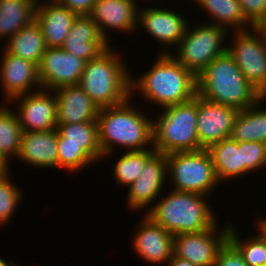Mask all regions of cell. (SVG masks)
<instances>
[{"instance_id": "1", "label": "cell", "mask_w": 266, "mask_h": 266, "mask_svg": "<svg viewBox=\"0 0 266 266\" xmlns=\"http://www.w3.org/2000/svg\"><path fill=\"white\" fill-rule=\"evenodd\" d=\"M157 58L145 73L137 78L131 75V96L137 91L145 100L161 108L192 100L197 95V76L170 53H160Z\"/></svg>"}, {"instance_id": "2", "label": "cell", "mask_w": 266, "mask_h": 266, "mask_svg": "<svg viewBox=\"0 0 266 266\" xmlns=\"http://www.w3.org/2000/svg\"><path fill=\"white\" fill-rule=\"evenodd\" d=\"M132 96L121 104L100 108L97 117L98 143L103 158L112 156L116 146L126 151H141L153 146L152 121L137 107ZM131 104V105H130Z\"/></svg>"}, {"instance_id": "3", "label": "cell", "mask_w": 266, "mask_h": 266, "mask_svg": "<svg viewBox=\"0 0 266 266\" xmlns=\"http://www.w3.org/2000/svg\"><path fill=\"white\" fill-rule=\"evenodd\" d=\"M197 94L238 111L252 106L263 97L244 77L228 52L213 59L197 75Z\"/></svg>"}, {"instance_id": "4", "label": "cell", "mask_w": 266, "mask_h": 266, "mask_svg": "<svg viewBox=\"0 0 266 266\" xmlns=\"http://www.w3.org/2000/svg\"><path fill=\"white\" fill-rule=\"evenodd\" d=\"M144 214L173 235L197 233L212 228L217 217L205 196L195 192L173 190ZM161 198V199H160Z\"/></svg>"}, {"instance_id": "5", "label": "cell", "mask_w": 266, "mask_h": 266, "mask_svg": "<svg viewBox=\"0 0 266 266\" xmlns=\"http://www.w3.org/2000/svg\"><path fill=\"white\" fill-rule=\"evenodd\" d=\"M125 63L112 46L86 62L78 85L99 108L121 104L131 97V74Z\"/></svg>"}, {"instance_id": "6", "label": "cell", "mask_w": 266, "mask_h": 266, "mask_svg": "<svg viewBox=\"0 0 266 266\" xmlns=\"http://www.w3.org/2000/svg\"><path fill=\"white\" fill-rule=\"evenodd\" d=\"M196 124L197 95L188 102L163 108L152 121L153 148L163 154L200 150Z\"/></svg>"}, {"instance_id": "7", "label": "cell", "mask_w": 266, "mask_h": 266, "mask_svg": "<svg viewBox=\"0 0 266 266\" xmlns=\"http://www.w3.org/2000/svg\"><path fill=\"white\" fill-rule=\"evenodd\" d=\"M167 171L171 189L177 191L208 196L220 183L207 149L167 154Z\"/></svg>"}, {"instance_id": "8", "label": "cell", "mask_w": 266, "mask_h": 266, "mask_svg": "<svg viewBox=\"0 0 266 266\" xmlns=\"http://www.w3.org/2000/svg\"><path fill=\"white\" fill-rule=\"evenodd\" d=\"M194 26L189 23L172 56L197 76L213 59L227 52L224 40L228 30L205 22Z\"/></svg>"}, {"instance_id": "9", "label": "cell", "mask_w": 266, "mask_h": 266, "mask_svg": "<svg viewBox=\"0 0 266 266\" xmlns=\"http://www.w3.org/2000/svg\"><path fill=\"white\" fill-rule=\"evenodd\" d=\"M227 52L248 82L266 96V35L258 28L233 31Z\"/></svg>"}, {"instance_id": "10", "label": "cell", "mask_w": 266, "mask_h": 266, "mask_svg": "<svg viewBox=\"0 0 266 266\" xmlns=\"http://www.w3.org/2000/svg\"><path fill=\"white\" fill-rule=\"evenodd\" d=\"M229 227L230 222H227L217 232V222L206 231L174 235L173 255L196 266H213L219 251L229 241Z\"/></svg>"}, {"instance_id": "11", "label": "cell", "mask_w": 266, "mask_h": 266, "mask_svg": "<svg viewBox=\"0 0 266 266\" xmlns=\"http://www.w3.org/2000/svg\"><path fill=\"white\" fill-rule=\"evenodd\" d=\"M86 61L62 47L47 48L38 65V77L44 90L78 84Z\"/></svg>"}, {"instance_id": "12", "label": "cell", "mask_w": 266, "mask_h": 266, "mask_svg": "<svg viewBox=\"0 0 266 266\" xmlns=\"http://www.w3.org/2000/svg\"><path fill=\"white\" fill-rule=\"evenodd\" d=\"M171 10V11H170ZM189 21L177 11L167 8L147 7L138 9L137 26H142L144 32L155 38L159 44L166 47L161 54H172L170 46L175 48L184 37ZM163 51V52H162Z\"/></svg>"}, {"instance_id": "13", "label": "cell", "mask_w": 266, "mask_h": 266, "mask_svg": "<svg viewBox=\"0 0 266 266\" xmlns=\"http://www.w3.org/2000/svg\"><path fill=\"white\" fill-rule=\"evenodd\" d=\"M11 101H18L15 112L23 132L56 129L57 100L53 91L41 89L17 96Z\"/></svg>"}, {"instance_id": "14", "label": "cell", "mask_w": 266, "mask_h": 266, "mask_svg": "<svg viewBox=\"0 0 266 266\" xmlns=\"http://www.w3.org/2000/svg\"><path fill=\"white\" fill-rule=\"evenodd\" d=\"M167 174V154L156 153L146 163L141 175L128 187L126 202L129 208L141 211L149 207L145 211L147 213L151 209L150 204L161 196L163 185L168 181Z\"/></svg>"}, {"instance_id": "15", "label": "cell", "mask_w": 266, "mask_h": 266, "mask_svg": "<svg viewBox=\"0 0 266 266\" xmlns=\"http://www.w3.org/2000/svg\"><path fill=\"white\" fill-rule=\"evenodd\" d=\"M238 110L231 106L208 101L197 94V134L200 149L228 139Z\"/></svg>"}, {"instance_id": "16", "label": "cell", "mask_w": 266, "mask_h": 266, "mask_svg": "<svg viewBox=\"0 0 266 266\" xmlns=\"http://www.w3.org/2000/svg\"><path fill=\"white\" fill-rule=\"evenodd\" d=\"M2 54L3 56L0 62V83L2 85L1 87H3L2 90H4L5 101L10 103L17 96L31 93L34 87H37L34 90L35 92L42 89L38 77V65L12 55L5 49Z\"/></svg>"}, {"instance_id": "17", "label": "cell", "mask_w": 266, "mask_h": 266, "mask_svg": "<svg viewBox=\"0 0 266 266\" xmlns=\"http://www.w3.org/2000/svg\"><path fill=\"white\" fill-rule=\"evenodd\" d=\"M142 218L132 238L136 255L150 264H166L173 256L174 235L146 214Z\"/></svg>"}, {"instance_id": "18", "label": "cell", "mask_w": 266, "mask_h": 266, "mask_svg": "<svg viewBox=\"0 0 266 266\" xmlns=\"http://www.w3.org/2000/svg\"><path fill=\"white\" fill-rule=\"evenodd\" d=\"M89 16L98 26L101 35L110 42V29L132 33L138 28L137 0H97Z\"/></svg>"}, {"instance_id": "19", "label": "cell", "mask_w": 266, "mask_h": 266, "mask_svg": "<svg viewBox=\"0 0 266 266\" xmlns=\"http://www.w3.org/2000/svg\"><path fill=\"white\" fill-rule=\"evenodd\" d=\"M110 45L89 15H79L74 20L62 48L87 62L97 58Z\"/></svg>"}, {"instance_id": "20", "label": "cell", "mask_w": 266, "mask_h": 266, "mask_svg": "<svg viewBox=\"0 0 266 266\" xmlns=\"http://www.w3.org/2000/svg\"><path fill=\"white\" fill-rule=\"evenodd\" d=\"M57 100V124L97 122L99 107L78 84L53 90Z\"/></svg>"}, {"instance_id": "21", "label": "cell", "mask_w": 266, "mask_h": 266, "mask_svg": "<svg viewBox=\"0 0 266 266\" xmlns=\"http://www.w3.org/2000/svg\"><path fill=\"white\" fill-rule=\"evenodd\" d=\"M37 1L35 21L39 25L47 48L62 47L71 30L72 24L78 16L57 0Z\"/></svg>"}, {"instance_id": "22", "label": "cell", "mask_w": 266, "mask_h": 266, "mask_svg": "<svg viewBox=\"0 0 266 266\" xmlns=\"http://www.w3.org/2000/svg\"><path fill=\"white\" fill-rule=\"evenodd\" d=\"M39 168H58L57 130L22 133L17 159Z\"/></svg>"}, {"instance_id": "23", "label": "cell", "mask_w": 266, "mask_h": 266, "mask_svg": "<svg viewBox=\"0 0 266 266\" xmlns=\"http://www.w3.org/2000/svg\"><path fill=\"white\" fill-rule=\"evenodd\" d=\"M265 99L266 96H263L252 106L238 111L229 137L231 140L238 143L252 141L266 143V109L261 108L262 100Z\"/></svg>"}, {"instance_id": "24", "label": "cell", "mask_w": 266, "mask_h": 266, "mask_svg": "<svg viewBox=\"0 0 266 266\" xmlns=\"http://www.w3.org/2000/svg\"><path fill=\"white\" fill-rule=\"evenodd\" d=\"M37 1L0 0V41L7 42L35 20Z\"/></svg>"}, {"instance_id": "25", "label": "cell", "mask_w": 266, "mask_h": 266, "mask_svg": "<svg viewBox=\"0 0 266 266\" xmlns=\"http://www.w3.org/2000/svg\"><path fill=\"white\" fill-rule=\"evenodd\" d=\"M219 182L243 176L242 142L223 139L208 149Z\"/></svg>"}, {"instance_id": "26", "label": "cell", "mask_w": 266, "mask_h": 266, "mask_svg": "<svg viewBox=\"0 0 266 266\" xmlns=\"http://www.w3.org/2000/svg\"><path fill=\"white\" fill-rule=\"evenodd\" d=\"M5 50L24 60L39 65L42 55L47 50L44 36L39 25L34 20L28 26L19 30L5 44Z\"/></svg>"}, {"instance_id": "27", "label": "cell", "mask_w": 266, "mask_h": 266, "mask_svg": "<svg viewBox=\"0 0 266 266\" xmlns=\"http://www.w3.org/2000/svg\"><path fill=\"white\" fill-rule=\"evenodd\" d=\"M209 14L211 22L227 30H247L254 27L243 15L239 0H195ZM211 15V16H210Z\"/></svg>"}, {"instance_id": "28", "label": "cell", "mask_w": 266, "mask_h": 266, "mask_svg": "<svg viewBox=\"0 0 266 266\" xmlns=\"http://www.w3.org/2000/svg\"><path fill=\"white\" fill-rule=\"evenodd\" d=\"M56 130L63 137V143L78 144L94 161L102 160L97 122L57 124Z\"/></svg>"}, {"instance_id": "29", "label": "cell", "mask_w": 266, "mask_h": 266, "mask_svg": "<svg viewBox=\"0 0 266 266\" xmlns=\"http://www.w3.org/2000/svg\"><path fill=\"white\" fill-rule=\"evenodd\" d=\"M0 104V157L9 165L10 159L18 157L21 149L22 128L14 111Z\"/></svg>"}, {"instance_id": "30", "label": "cell", "mask_w": 266, "mask_h": 266, "mask_svg": "<svg viewBox=\"0 0 266 266\" xmlns=\"http://www.w3.org/2000/svg\"><path fill=\"white\" fill-rule=\"evenodd\" d=\"M156 153L153 146L141 151H125L112 169L115 182L128 188L141 175L146 163Z\"/></svg>"}, {"instance_id": "31", "label": "cell", "mask_w": 266, "mask_h": 266, "mask_svg": "<svg viewBox=\"0 0 266 266\" xmlns=\"http://www.w3.org/2000/svg\"><path fill=\"white\" fill-rule=\"evenodd\" d=\"M230 223L229 242L242 255L248 266H266V232L258 225L259 233L241 240L236 228Z\"/></svg>"}, {"instance_id": "32", "label": "cell", "mask_w": 266, "mask_h": 266, "mask_svg": "<svg viewBox=\"0 0 266 266\" xmlns=\"http://www.w3.org/2000/svg\"><path fill=\"white\" fill-rule=\"evenodd\" d=\"M58 168L77 172L90 165L94 160L78 144L63 143L57 132Z\"/></svg>"}, {"instance_id": "33", "label": "cell", "mask_w": 266, "mask_h": 266, "mask_svg": "<svg viewBox=\"0 0 266 266\" xmlns=\"http://www.w3.org/2000/svg\"><path fill=\"white\" fill-rule=\"evenodd\" d=\"M11 172V169L0 172V226L12 219L23 196L19 187L11 182Z\"/></svg>"}, {"instance_id": "34", "label": "cell", "mask_w": 266, "mask_h": 266, "mask_svg": "<svg viewBox=\"0 0 266 266\" xmlns=\"http://www.w3.org/2000/svg\"><path fill=\"white\" fill-rule=\"evenodd\" d=\"M243 176L266 166V143L242 142Z\"/></svg>"}, {"instance_id": "35", "label": "cell", "mask_w": 266, "mask_h": 266, "mask_svg": "<svg viewBox=\"0 0 266 266\" xmlns=\"http://www.w3.org/2000/svg\"><path fill=\"white\" fill-rule=\"evenodd\" d=\"M244 17L258 27L266 18V0H239Z\"/></svg>"}, {"instance_id": "36", "label": "cell", "mask_w": 266, "mask_h": 266, "mask_svg": "<svg viewBox=\"0 0 266 266\" xmlns=\"http://www.w3.org/2000/svg\"><path fill=\"white\" fill-rule=\"evenodd\" d=\"M213 266H248L238 250L228 241L219 251Z\"/></svg>"}, {"instance_id": "37", "label": "cell", "mask_w": 266, "mask_h": 266, "mask_svg": "<svg viewBox=\"0 0 266 266\" xmlns=\"http://www.w3.org/2000/svg\"><path fill=\"white\" fill-rule=\"evenodd\" d=\"M75 14L89 15L97 0H57Z\"/></svg>"}, {"instance_id": "38", "label": "cell", "mask_w": 266, "mask_h": 266, "mask_svg": "<svg viewBox=\"0 0 266 266\" xmlns=\"http://www.w3.org/2000/svg\"><path fill=\"white\" fill-rule=\"evenodd\" d=\"M166 266H196L192 262L181 259L177 256H172V258L167 262Z\"/></svg>"}, {"instance_id": "39", "label": "cell", "mask_w": 266, "mask_h": 266, "mask_svg": "<svg viewBox=\"0 0 266 266\" xmlns=\"http://www.w3.org/2000/svg\"><path fill=\"white\" fill-rule=\"evenodd\" d=\"M9 166L1 157H0V172L8 170Z\"/></svg>"}, {"instance_id": "40", "label": "cell", "mask_w": 266, "mask_h": 266, "mask_svg": "<svg viewBox=\"0 0 266 266\" xmlns=\"http://www.w3.org/2000/svg\"><path fill=\"white\" fill-rule=\"evenodd\" d=\"M256 224H258L266 232V219L265 218L263 219L260 218Z\"/></svg>"}, {"instance_id": "41", "label": "cell", "mask_w": 266, "mask_h": 266, "mask_svg": "<svg viewBox=\"0 0 266 266\" xmlns=\"http://www.w3.org/2000/svg\"><path fill=\"white\" fill-rule=\"evenodd\" d=\"M15 262L9 261L7 262L6 259L0 257V266H12Z\"/></svg>"}, {"instance_id": "42", "label": "cell", "mask_w": 266, "mask_h": 266, "mask_svg": "<svg viewBox=\"0 0 266 266\" xmlns=\"http://www.w3.org/2000/svg\"><path fill=\"white\" fill-rule=\"evenodd\" d=\"M258 28L266 35V18L261 22Z\"/></svg>"}]
</instances>
